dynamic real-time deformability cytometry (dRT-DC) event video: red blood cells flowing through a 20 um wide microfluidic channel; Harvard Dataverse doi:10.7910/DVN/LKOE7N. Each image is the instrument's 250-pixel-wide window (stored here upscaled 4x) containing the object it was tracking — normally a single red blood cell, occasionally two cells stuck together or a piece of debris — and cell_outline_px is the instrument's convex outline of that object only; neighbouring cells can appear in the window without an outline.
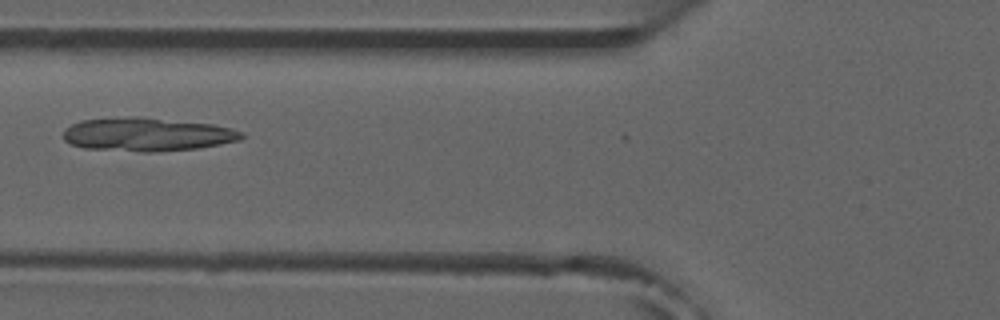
{"species": "common noctule bat (a hibernating species)", "species_latin": "Nyctalus noctula", "temperature_condition": "room temperature", "stored_images_in_passage": 5, "camera_frame_rate_fps": 3000, "um_per_image_px": 0.085, "animal": {"sex": "male", "forearm_length_mm": 52.5}, "frame": {"image": 1, "passage_image": 4, "time_ms": 3.667, "image_size_px": [1000, 320], "cell_outline_px": [[244, 136], [240, 140], [220, 144], [196, 148], [156, 152], [144, 152], [84, 148], [72, 144], [64, 140], [64, 128], [80, 120], [132, 116], [136, 116], [212, 124], [232, 128], [244, 132]], "centroid_in_image_um": [12.5, 11.42], "position_along_channel_um": 113.3, "area_um2": 34.85}}
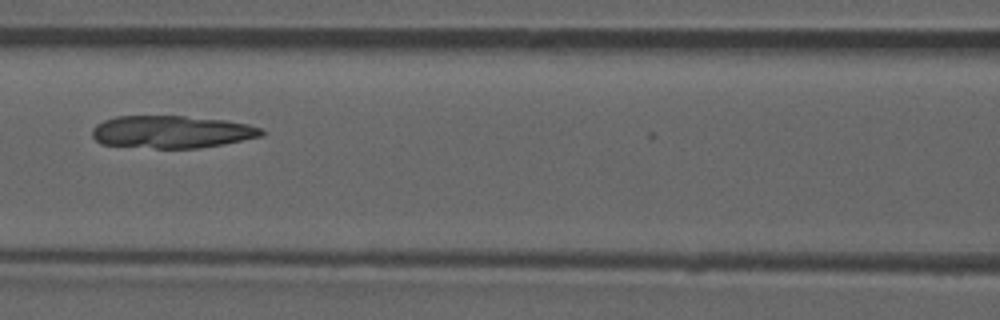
{"frame": {"image": 2, "passage_image": 5, "time_ms": 4.667, "image_size_px": [1000, 320], "cell_outline_px": [[264, 136], [224, 144], [196, 148], [156, 148], [100, 144], [92, 136], [92, 128], [96, 124], [104, 120], [116, 116], [184, 116], [224, 120], [248, 124], [260, 128], [264, 132]], "centroid_in_image_um": [14.58, 11.21], "position_along_channel_um": 152.0, "area_um2": 32.08}}